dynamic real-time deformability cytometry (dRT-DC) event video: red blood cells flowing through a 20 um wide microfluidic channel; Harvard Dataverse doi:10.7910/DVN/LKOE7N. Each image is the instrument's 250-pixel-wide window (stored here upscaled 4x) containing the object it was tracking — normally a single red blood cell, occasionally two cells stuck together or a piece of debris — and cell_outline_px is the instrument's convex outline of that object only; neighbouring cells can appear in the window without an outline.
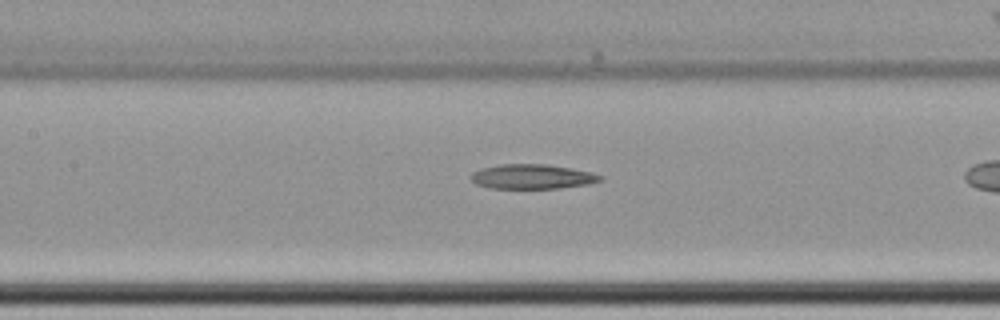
{"species": "common noctule bat (a hibernating species)", "species_latin": "Nyctalus noctula", "temperature_condition": "cold", "stored_images_in_passage": 30, "camera_frame_rate_fps": 3000, "um_per_image_px": 0.085, "animal": {"sex": "female", "body_mass_g": 22.7, "forearm_length_mm": 54.2}, "frame": {"image": 1, "passage_image": 18, "time_ms": 5.667, "image_size_px": [1000, 320], "cell_outline_px": [[604, 180], [588, 184], [560, 188], [488, 188], [476, 184], [468, 176], [472, 172], [480, 168], [500, 164], [548, 164], [572, 168], [592, 172], [604, 176]], "centroid_in_image_um": [45.24, 15.0], "position_along_channel_um": 162.2, "area_um2": 18.84}}
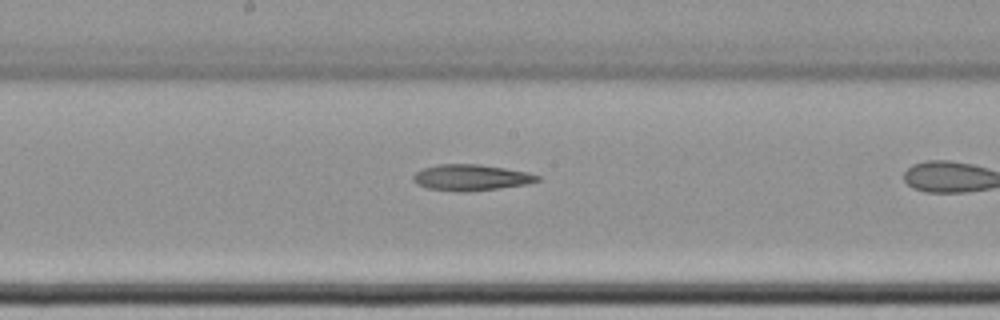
{"frame": {"image": 2, "passage_image": 22, "time_ms": 7.0, "image_size_px": [1000, 320], "cell_outline_px": [[540, 180], [528, 184], [500, 188], [468, 192], [460, 192], [428, 188], [416, 184], [412, 180], [412, 176], [416, 172], [424, 168], [440, 164], [480, 164], [528, 172], [540, 176]], "centroid_in_image_um": [40.04, 15.09], "position_along_channel_um": 208.2, "area_um2": 18.96}}